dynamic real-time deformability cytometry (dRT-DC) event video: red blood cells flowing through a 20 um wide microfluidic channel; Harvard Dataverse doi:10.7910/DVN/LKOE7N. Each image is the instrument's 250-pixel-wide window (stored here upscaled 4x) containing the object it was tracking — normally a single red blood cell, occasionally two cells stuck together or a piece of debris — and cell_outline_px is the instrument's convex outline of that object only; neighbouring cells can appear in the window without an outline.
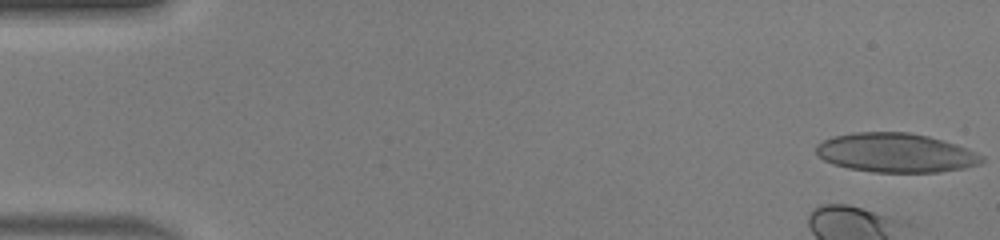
{"species": "human", "species_latin": "Homo sapiens", "temperature_condition": "warm", "stored_images_in_passage": 41, "camera_frame_rate_fps": 3000, "um_per_image_px": 0.085, "donor": {"sex": "male"}, "frame": {"image": 1, "passage_image": 1, "time_ms": 0.0, "image_size_px": [1000, 240], "cell_outline_px": [[984, 160], [980, 164], [964, 168], [940, 172], [872, 172], [848, 168], [832, 164], [824, 160], [816, 152], [816, 144], [832, 136], [852, 132], [908, 132], [928, 136], [956, 144], [968, 148], [984, 156]], "centroid_in_image_um": [76.14, 12.98], "position_along_channel_um": 8.9, "area_um2": 38.03}}